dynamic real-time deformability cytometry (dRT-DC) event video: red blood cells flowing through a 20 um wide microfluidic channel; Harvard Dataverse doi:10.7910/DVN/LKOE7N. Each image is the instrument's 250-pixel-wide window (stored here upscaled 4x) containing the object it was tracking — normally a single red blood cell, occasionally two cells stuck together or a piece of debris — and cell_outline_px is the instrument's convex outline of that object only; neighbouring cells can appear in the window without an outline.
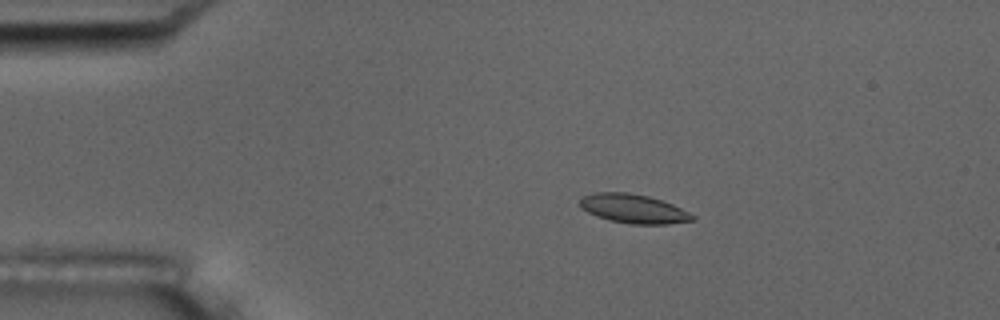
{"species": "common noctule bat (a hibernating species)", "species_latin": "Nyctalus noctula", "temperature_condition": "room temperature", "stored_images_in_passage": 54, "camera_frame_rate_fps": 3000, "um_per_image_px": 0.085, "animal": {"sex": "male", "body_mass_g": 17.5, "forearm_length_mm": 52.3}, "frame": {"image": 1, "passage_image": 10, "time_ms": 3.0, "image_size_px": [1000, 320], "cell_outline_px": [[696, 220], [668, 224], [628, 224], [596, 216], [580, 208], [580, 196], [592, 192], [628, 192], [648, 196], [672, 204], [696, 216]], "centroid_in_image_um": [53.82, 17.73], "position_along_channel_um": 31.2, "area_um2": 19.13}}
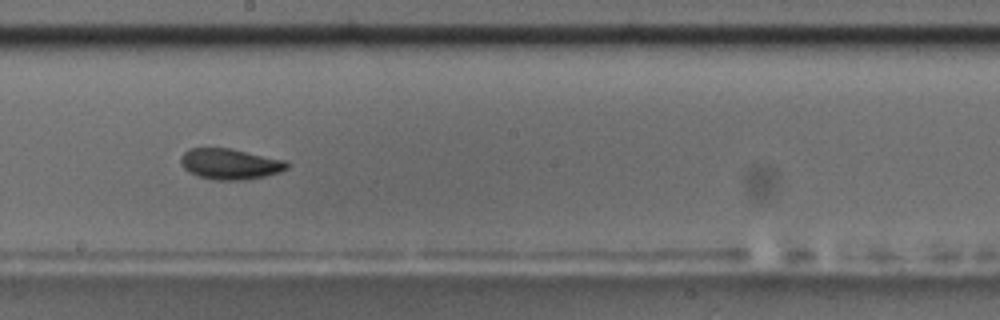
{"frame": {"image": 2, "passage_image": 30, "time_ms": 9.667, "image_size_px": [1000, 320], "cell_outline_px": [[288, 168], [280, 172], [264, 176], [244, 180], [212, 180], [188, 172], [180, 164], [180, 156], [188, 148], [232, 148], [288, 160]], "centroid_in_image_um": [19.56, 13.93], "position_along_channel_um": 228.6, "area_um2": 19.36}}
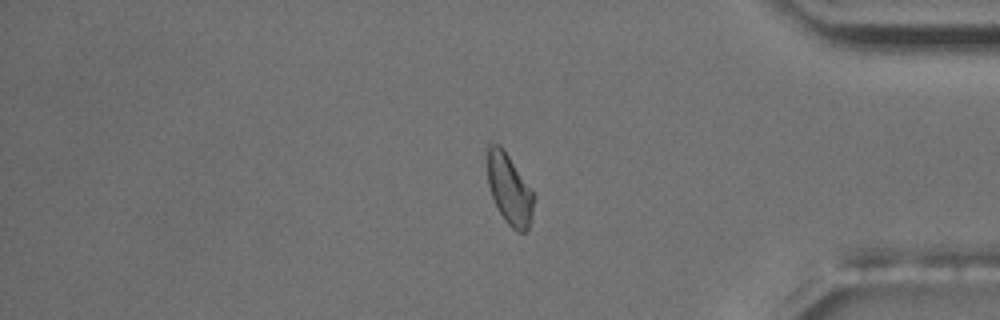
{"frame": {"image": 3, "passage_image": 45, "time_ms": 14.667, "image_size_px": [1000, 320], "cell_outline_px": [[536, 196], [532, 216], [528, 228], [524, 232], [520, 232], [512, 228], [504, 220], [492, 196], [488, 184], [488, 144], [500, 144], [532, 188]], "centroid_in_image_um": [43.34, 16.09], "position_along_channel_um": 391.9, "area_um2": 19.07}, "authors_computed_cell_mechanics": {"area_um2": 18.8428, "velocity_mm_per_s": 3.73, "shape_relaxation_time_tau1_ms": 3.508, "shape_relaxation_time_tau2_ms": 1.8322, "deformation_change_tau1": 0.1312, "deformation_change_tau2": 0.0679}}